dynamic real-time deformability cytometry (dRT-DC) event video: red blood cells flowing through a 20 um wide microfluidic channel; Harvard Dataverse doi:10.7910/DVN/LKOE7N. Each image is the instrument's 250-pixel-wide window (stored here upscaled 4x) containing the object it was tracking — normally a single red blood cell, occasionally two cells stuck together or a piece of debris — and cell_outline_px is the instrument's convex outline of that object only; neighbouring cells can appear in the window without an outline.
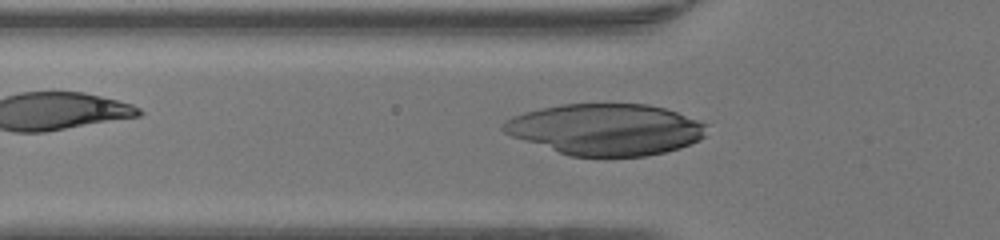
{"species": "human", "species_latin": "Homo sapiens", "temperature_condition": "warm", "stored_images_in_passage": 45, "camera_frame_rate_fps": 3000, "um_per_image_px": 0.085, "donor": {"sex": "female"}, "frame": {"image": 1, "passage_image": 15, "time_ms": 4.667, "image_size_px": [1000, 240], "cell_outline_px": [[708, 124], [704, 136], [700, 140], [680, 148], [664, 152], [644, 156], [568, 156], [512, 136], [504, 132], [500, 128], [504, 120], [512, 116], [524, 112], [540, 108], [560, 104], [648, 104], [664, 108], [676, 112]], "centroid_in_image_um": [51.47, 11.0], "position_along_channel_um": 74.3, "area_um2": 60.86}}
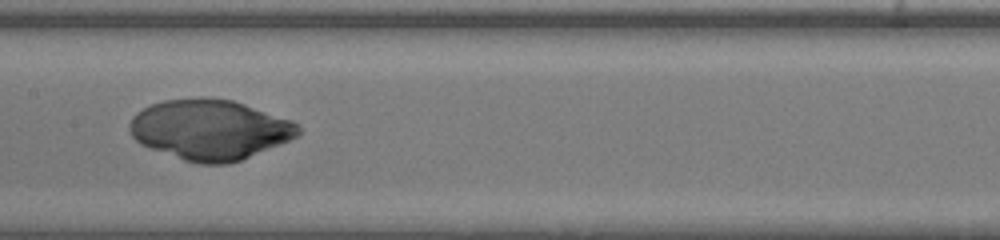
{"frame": {"image": 2, "passage_image": 23, "time_ms": 7.333, "image_size_px": [1000, 240], "cell_outline_px": [[300, 132], [296, 136], [280, 144], [240, 160], [228, 164], [200, 164], [184, 160], [140, 144], [132, 136], [128, 128], [128, 124], [132, 116], [136, 112], [152, 104], [164, 100], [204, 96], [232, 100], [292, 120], [300, 128]], "centroid_in_image_um": [17.8, 11.01], "position_along_channel_um": 189.6, "area_um2": 59.07}}
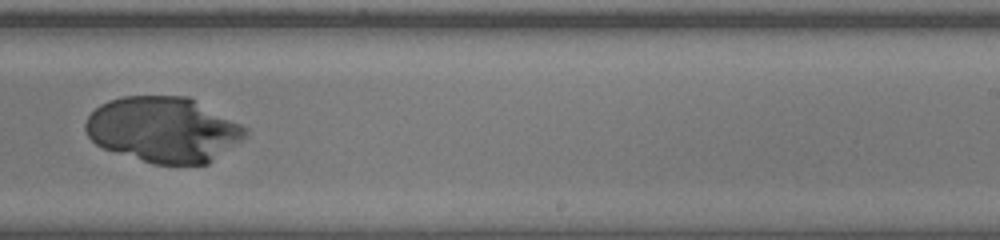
{"frame": {"image": 3, "passage_image": 29, "time_ms": 9.333, "image_size_px": [1000, 240], "cell_outline_px": [[248, 136], [208, 164], [152, 164], [104, 148], [96, 144], [88, 136], [84, 128], [84, 124], [88, 116], [100, 104], [108, 100], [124, 96], [188, 96], [248, 128]], "centroid_in_image_um": [13.89, 11.02], "position_along_channel_um": 275.1, "area_um2": 60.98}}